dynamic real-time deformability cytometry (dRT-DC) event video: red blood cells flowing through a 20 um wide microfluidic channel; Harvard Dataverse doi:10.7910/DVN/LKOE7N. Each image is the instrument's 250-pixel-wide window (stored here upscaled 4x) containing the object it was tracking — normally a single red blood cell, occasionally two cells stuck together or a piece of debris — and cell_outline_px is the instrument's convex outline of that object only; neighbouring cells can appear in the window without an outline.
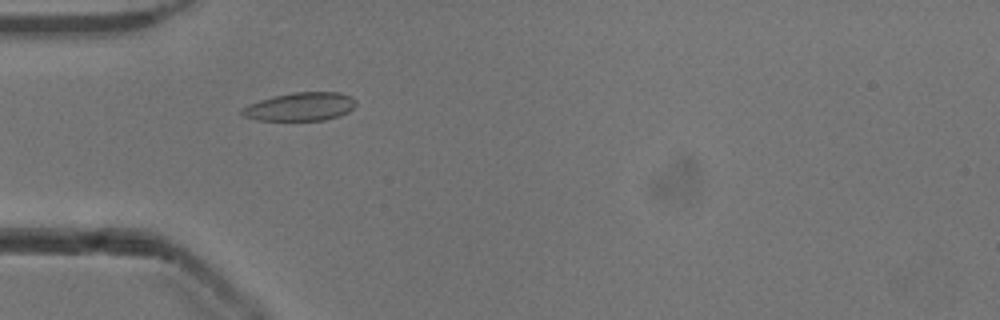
{"species": "common noctule bat (a hibernating species)", "species_latin": "Nyctalus noctula", "temperature_condition": "cold", "stored_images_in_passage": 38, "camera_frame_rate_fps": 3000, "um_per_image_px": 0.085, "animal": {"sex": "male", "body_mass_g": 13.3}, "frame": {"image": 1, "passage_image": 2, "time_ms": 0.333, "image_size_px": [1000, 320], "cell_outline_px": [[356, 104], [348, 112], [340, 116], [324, 120], [256, 120], [244, 116], [240, 112], [240, 108], [248, 104], [272, 96], [292, 92], [340, 92], [352, 96], [356, 100]], "centroid_in_image_um": [25.52, 9.06], "position_along_channel_um": 59.5, "area_um2": 19.02}}
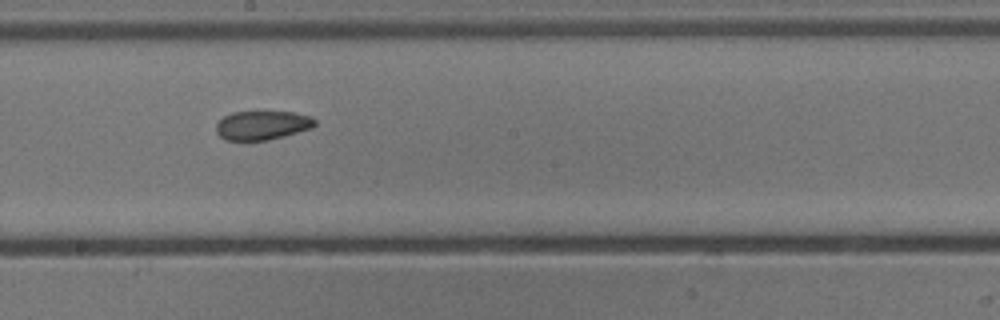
{"frame": {"image": 2, "passage_image": 15, "time_ms": 4.667, "image_size_px": [1000, 320], "cell_outline_px": [[316, 124], [312, 128], [284, 136], [268, 140], [224, 140], [216, 132], [216, 124], [224, 116], [232, 112], [292, 112], [312, 116], [316, 120]], "centroid_in_image_um": [22.3, 10.65], "position_along_channel_um": 225.9, "area_um2": 16.7}}
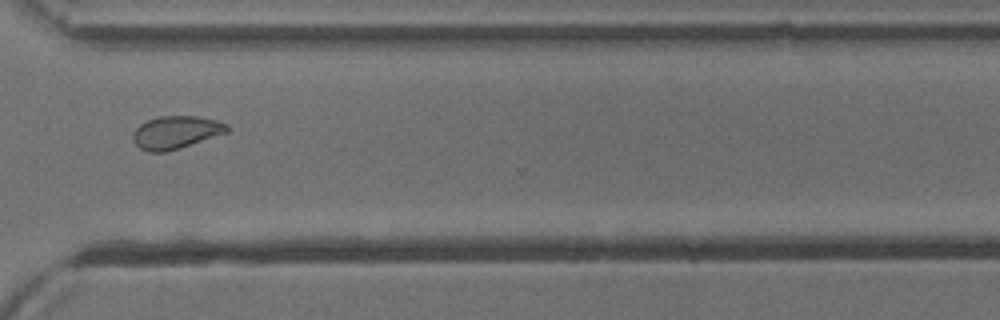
{"frame": {"image": 3, "passage_image": 25, "time_ms": 8.0, "image_size_px": [1000, 320], "cell_outline_px": [[228, 132], [180, 148], [164, 152], [148, 152], [140, 148], [132, 140], [132, 132], [140, 124], [148, 120], [160, 116], [196, 116], [216, 120], [228, 124]], "centroid_in_image_um": [14.93, 11.25], "position_along_channel_um": 355.7, "area_um2": 17.98}, "authors_computed_cell_mechanics": {"area_um2": 17.8891, "velocity_mm_per_s": 3.9036, "shape_relaxation_time_tau1_ms": 4.2364, "shape_relaxation_time_tau2_ms": 2.5244, "deformation_change_tau1": 0.1267, "deformation_change_tau2": 0.064}}